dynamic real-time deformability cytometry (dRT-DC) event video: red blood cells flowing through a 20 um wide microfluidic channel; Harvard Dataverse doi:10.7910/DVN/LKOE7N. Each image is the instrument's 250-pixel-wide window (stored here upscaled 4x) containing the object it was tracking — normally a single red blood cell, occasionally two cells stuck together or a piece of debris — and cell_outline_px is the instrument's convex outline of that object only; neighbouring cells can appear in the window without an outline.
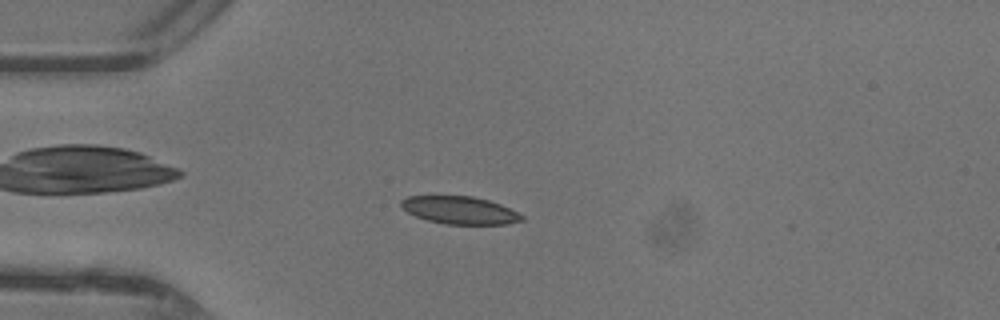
{"species": "common noctule bat (a hibernating species)", "species_latin": "Nyctalus noctula", "temperature_condition": "warm", "stored_images_in_passage": 35, "camera_frame_rate_fps": 3000, "um_per_image_px": 0.085, "animal": {"sex": "female"}, "frame": {"image": 1, "passage_image": 1, "time_ms": 0.0, "image_size_px": [1000, 320], "cell_outline_px": [[524, 220], [508, 224], [448, 224], [428, 220], [416, 216], [408, 212], [400, 204], [400, 200], [408, 196], [472, 196], [488, 200], [500, 204], [524, 216]], "centroid_in_image_um": [39.09, 17.86], "position_along_channel_um": 45.9, "area_um2": 19.25}}
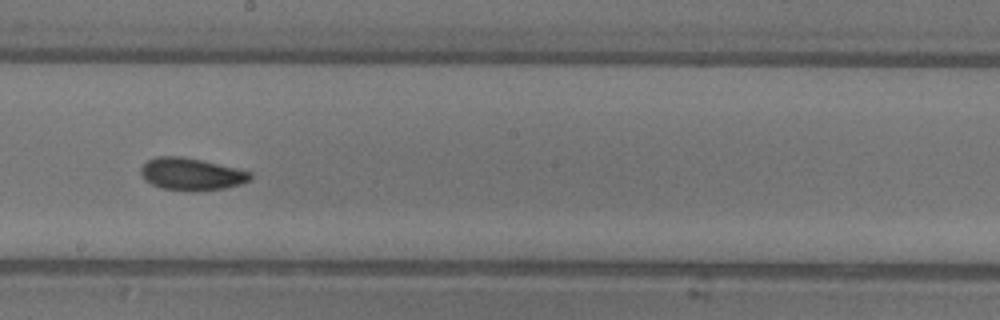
{"frame": {"image": 2, "passage_image": 15, "time_ms": 4.667, "image_size_px": [1000, 320], "cell_outline_px": [[252, 176], [248, 180], [240, 184], [224, 188], [196, 192], [192, 192], [160, 188], [144, 180], [140, 172], [140, 168], [148, 160], [156, 156], [180, 156], [200, 160], [236, 168], [252, 172]], "centroid_in_image_um": [16.23, 14.81], "position_along_channel_um": 232.0, "area_um2": 20.63}}
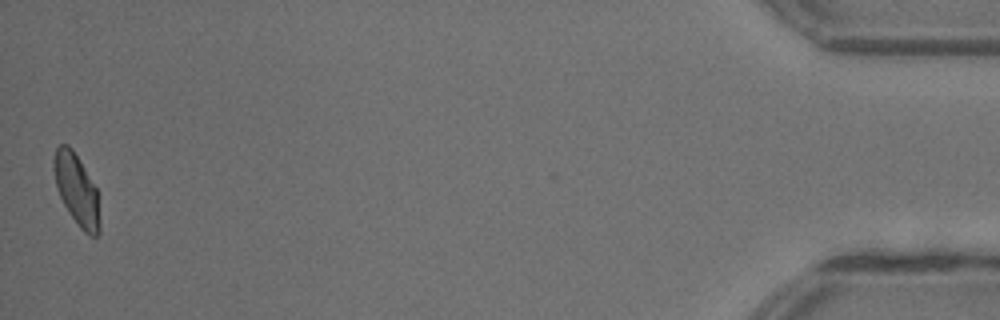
{"frame": {"image": 3, "passage_image": 35, "time_ms": 11.333, "image_size_px": [1000, 320], "cell_outline_px": [[100, 232], [96, 236], [88, 236], [80, 228], [64, 204], [60, 196], [56, 184], [52, 168], [52, 160], [56, 148], [60, 144], [68, 144], [72, 148], [96, 188], [100, 220]], "centroid_in_image_um": [6.5, 16.12], "position_along_channel_um": 428.7, "area_um2": 18.9}, "authors_computed_cell_mechanics": {"area_um2": 19.7098, "velocity_mm_per_s": 4.4062, "shape_relaxation_time_tau1_ms": 3.702, "shape_relaxation_time_tau2_ms": 1.8844, "deformation_change_tau1": 0.115, "deformation_change_tau2": 0.0521}}